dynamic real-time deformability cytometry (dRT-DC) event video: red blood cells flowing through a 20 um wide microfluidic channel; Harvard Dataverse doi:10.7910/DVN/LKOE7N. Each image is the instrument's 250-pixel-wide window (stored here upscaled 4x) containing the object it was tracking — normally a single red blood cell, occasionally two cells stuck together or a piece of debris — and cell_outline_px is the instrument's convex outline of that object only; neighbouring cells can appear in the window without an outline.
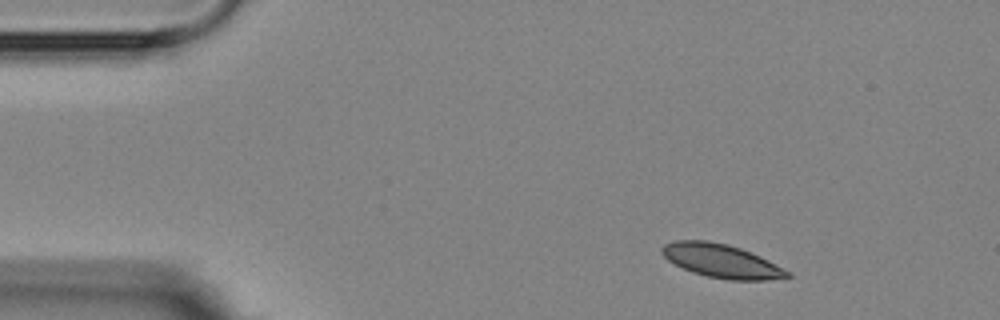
{"species": "Egyptian fruit bat (a non-hibernating species)", "species_latin": "Rousettus aegyptiacus", "temperature_condition": "room temperature", "stored_images_in_passage": 12, "camera_frame_rate_fps": 3000, "um_per_image_px": 0.085, "animal": {"sex": "female"}, "frame": {"image": 1, "passage_image": 1, "time_ms": 0.0, "image_size_px": [1000, 320], "cell_outline_px": [[792, 276], [768, 280], [728, 280], [708, 276], [692, 272], [668, 260], [660, 252], [660, 248], [664, 244], [672, 240], [708, 240], [728, 244], [740, 248], [760, 256], [792, 272]], "centroid_in_image_um": [61.32, 22.17], "position_along_channel_um": 23.7, "area_um2": 24.62}}
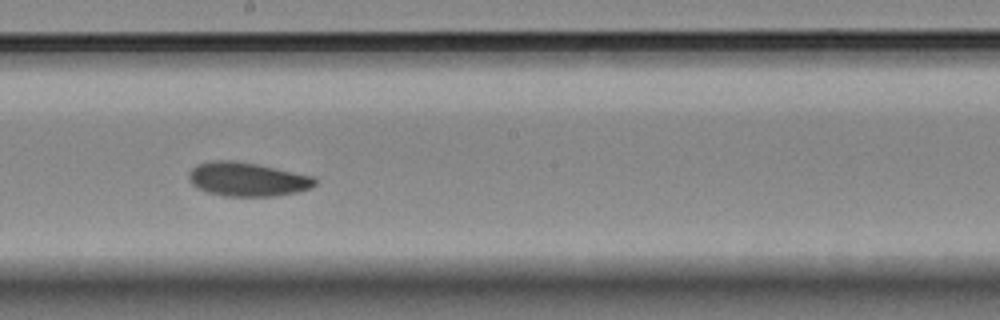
{"frame": {"image": 2, "passage_image": 7, "time_ms": 7.667, "image_size_px": [1000, 320], "cell_outline_px": [[316, 184], [312, 188], [300, 192], [276, 196], [224, 196], [208, 192], [196, 188], [188, 180], [188, 172], [196, 164], [216, 160], [232, 160], [256, 164], [312, 176], [316, 180]], "centroid_in_image_um": [21.0, 15.25], "position_along_channel_um": 227.2, "area_um2": 25.03}}
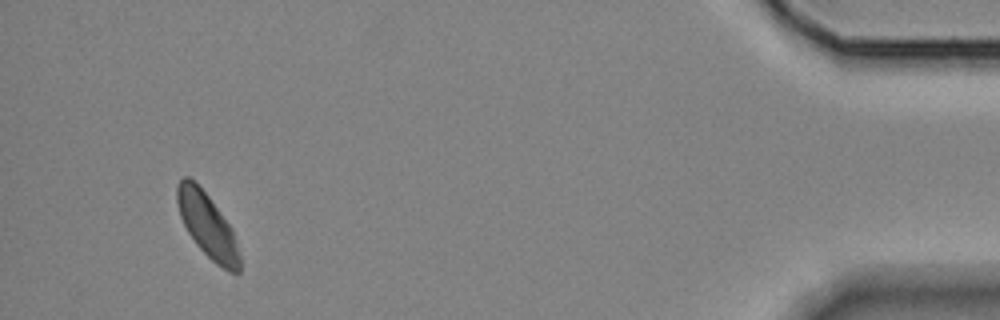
{"frame": {"image": 3, "passage_image": 12, "time_ms": 15.0, "image_size_px": [1000, 320], "cell_outline_px": [[240, 272], [228, 272], [216, 264], [196, 244], [188, 232], [180, 216], [176, 200], [176, 188], [180, 180], [184, 176], [188, 176], [208, 196], [232, 228], [240, 256]], "centroid_in_image_um": [17.62, 19.18], "position_along_channel_um": 417.6, "area_um2": 23.06}, "authors_computed_cell_mechanics": {"area_um2": 24.7673, "velocity_mm_per_s": 3.5697, "shape_relaxation_time_tau1_ms": 6.195, "shape_relaxation_time_tau2_ms": null, "deformation_change_tau1": 0.0854, "deformation_change_tau2": null}}